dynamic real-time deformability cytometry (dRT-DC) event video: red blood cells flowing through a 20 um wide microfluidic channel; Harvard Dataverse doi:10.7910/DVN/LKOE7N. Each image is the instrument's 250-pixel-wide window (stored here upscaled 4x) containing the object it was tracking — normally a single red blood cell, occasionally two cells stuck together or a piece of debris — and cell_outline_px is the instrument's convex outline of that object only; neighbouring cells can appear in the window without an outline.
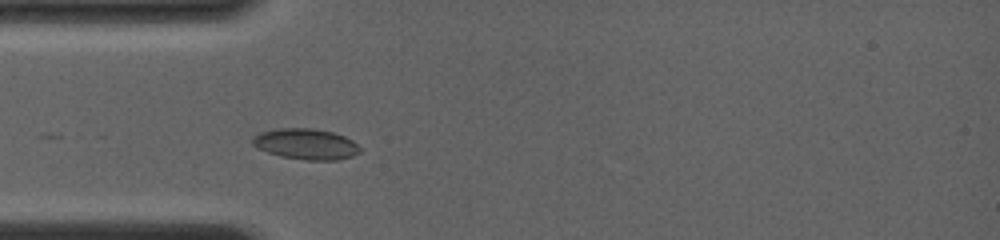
{"species": "common noctule bat (a hibernating species)", "species_latin": "Nyctalus noctula", "temperature_condition": "room temperature", "stored_images_in_passage": 26, "camera_frame_rate_fps": 4000, "um_per_image_px": 0.085, "animal": {"sex": "female", "body_mass_g": 19.0, "forearm_length_mm": 56.7}, "frame": {"image": 1, "passage_image": 8, "time_ms": 1.5, "image_size_px": [1000, 240], "cell_outline_px": [[360, 152], [352, 156], [336, 160], [304, 160], [280, 156], [268, 152], [252, 144], [252, 136], [260, 132], [280, 128], [312, 128], [332, 132], [344, 136], [352, 140], [360, 148]], "centroid_in_image_um": [26.0, 12.24], "position_along_channel_um": 59.0, "area_um2": 19.19}}
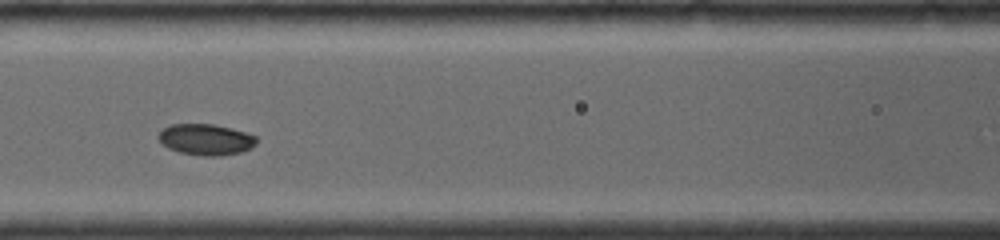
{"frame": {"image": 2, "passage_image": 14, "time_ms": 3.75, "image_size_px": [1000, 240], "cell_outline_px": [[256, 144], [252, 148], [240, 152], [216, 156], [204, 156], [180, 152], [168, 148], [156, 136], [164, 128], [172, 124], [216, 124], [232, 128], [256, 136]], "centroid_in_image_um": [17.51, 11.85], "position_along_channel_um": 149.1, "area_um2": 17.69}}
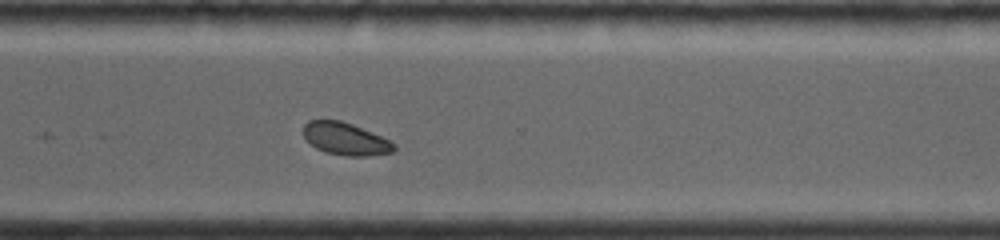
{"frame": {"image": 3, "passage_image": 26, "time_ms": 8.5, "image_size_px": [1000, 240], "cell_outline_px": [[396, 148], [392, 152], [368, 156], [348, 156], [324, 152], [316, 148], [304, 136], [304, 124], [308, 120], [340, 120], [352, 124], [372, 132], [396, 144]], "centroid_in_image_um": [29.37, 11.8], "position_along_channel_um": 341.2, "area_um2": 16.99}}